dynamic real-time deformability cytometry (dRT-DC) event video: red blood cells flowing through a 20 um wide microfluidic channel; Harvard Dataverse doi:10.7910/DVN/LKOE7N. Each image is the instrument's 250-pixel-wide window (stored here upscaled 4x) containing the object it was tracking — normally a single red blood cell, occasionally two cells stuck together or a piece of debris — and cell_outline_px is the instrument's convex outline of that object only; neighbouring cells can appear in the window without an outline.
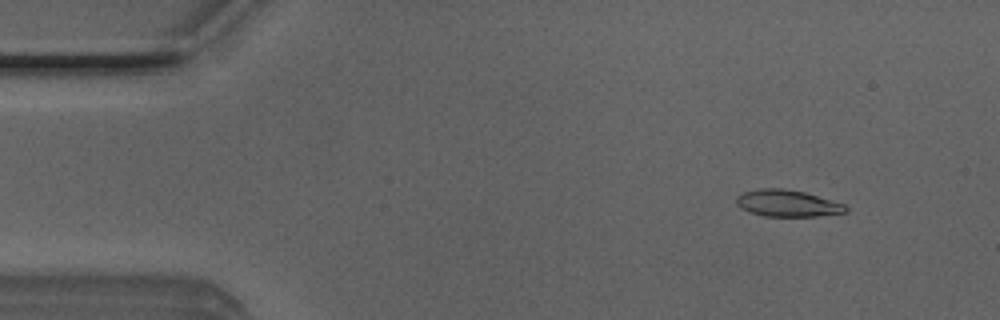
{"species": "Egyptian fruit bat (a non-hibernating species)", "species_latin": "Rousettus aegyptiacus", "temperature_condition": "room temperature", "stored_images_in_passage": 11, "camera_frame_rate_fps": 3000, "um_per_image_px": 0.085, "animal": {"sex": "male"}, "frame": {"image": 1, "passage_image": 5, "time_ms": 1.333, "image_size_px": [1000, 320], "cell_outline_px": [[848, 212], [816, 216], [764, 216], [748, 212], [740, 208], [736, 204], [736, 196], [744, 192], [760, 188], [780, 188], [804, 192], [844, 204], [848, 208]], "centroid_in_image_um": [66.89, 17.28], "position_along_channel_um": 18.1, "area_um2": 16.99}}